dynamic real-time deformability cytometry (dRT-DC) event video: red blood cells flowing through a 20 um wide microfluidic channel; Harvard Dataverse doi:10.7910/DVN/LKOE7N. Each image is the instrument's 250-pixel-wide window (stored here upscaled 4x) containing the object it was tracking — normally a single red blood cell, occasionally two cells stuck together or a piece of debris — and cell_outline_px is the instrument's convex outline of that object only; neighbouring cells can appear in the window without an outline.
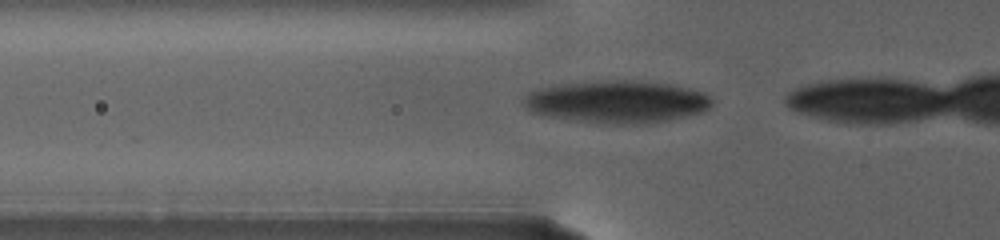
{"species": "human", "species_latin": "Homo sapiens", "temperature_condition": "warm", "stored_images_in_passage": 5, "camera_frame_rate_fps": 3000, "um_per_image_px": 0.085, "donor": {"sex": "female"}, "frame": {"image": 1, "passage_image": 2, "time_ms": 0.667, "image_size_px": [1000, 240], "cell_outline_px": [[712, 104], [704, 112], [668, 120], [644, 124], [600, 124], [568, 120], [544, 116], [528, 112], [520, 100], [532, 88], [552, 84], [600, 80], [632, 80], [672, 84], [704, 92], [712, 100]], "centroid_in_image_um": [52.32, 8.65], "position_along_channel_um": 73.5, "area_um2": 47.86}}